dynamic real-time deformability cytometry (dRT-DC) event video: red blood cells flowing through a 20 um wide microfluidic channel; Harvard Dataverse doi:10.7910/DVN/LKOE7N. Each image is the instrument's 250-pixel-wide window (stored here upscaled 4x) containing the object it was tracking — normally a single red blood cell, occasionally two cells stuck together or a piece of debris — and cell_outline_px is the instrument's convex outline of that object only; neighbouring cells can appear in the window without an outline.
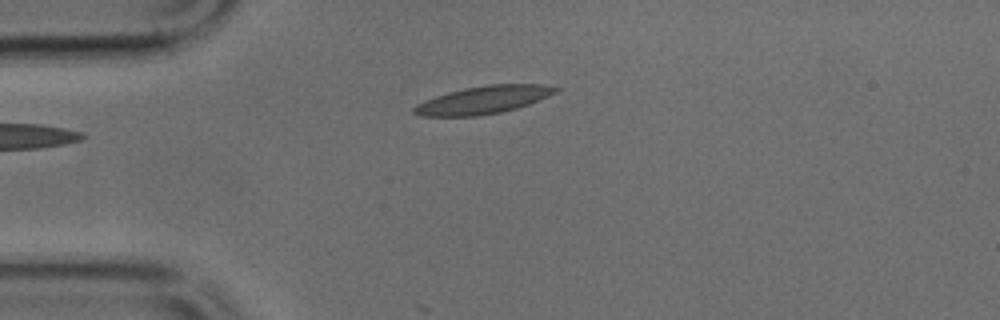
{"species": "common noctule bat (a hibernating species)", "species_latin": "Nyctalus noctula", "temperature_condition": "cold", "stored_images_in_passage": 31, "camera_frame_rate_fps": 3000, "um_per_image_px": 0.085, "animal": {"sex": "male", "body_mass_g": 17.9, "forearm_length_mm": 54.2}, "frame": {"image": 1, "passage_image": 1, "time_ms": 0.0, "image_size_px": [1000, 320], "cell_outline_px": [[560, 88], [556, 92], [548, 96], [528, 104], [516, 108], [500, 112], [476, 116], [420, 116], [412, 112], [412, 108], [416, 104], [436, 96], [448, 92], [464, 88], [488, 84], [544, 84]], "centroid_in_image_um": [41.06, 8.49], "position_along_channel_um": 43.9, "area_um2": 22.77}}
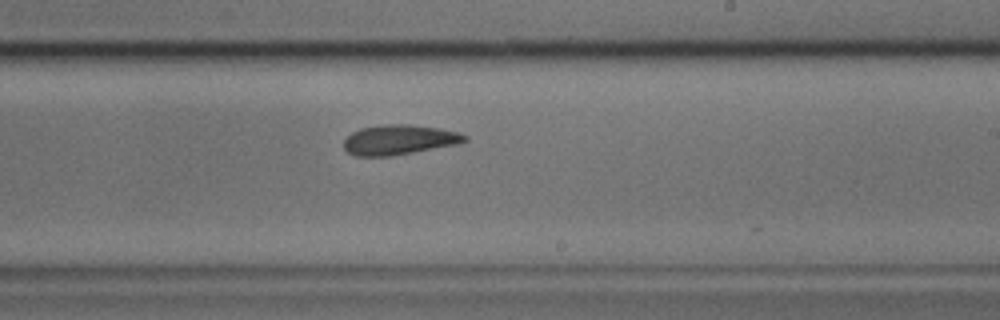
{"frame": {"image": 2, "passage_image": 18, "time_ms": 5.667, "image_size_px": [1000, 320], "cell_outline_px": [[468, 140], [460, 144], [388, 156], [356, 156], [348, 152], [344, 148], [344, 140], [352, 132], [360, 128], [384, 124], [408, 124], [440, 128], [460, 132], [468, 136]], "centroid_in_image_um": [33.96, 11.87], "position_along_channel_um": 255.0, "area_um2": 21.15}}
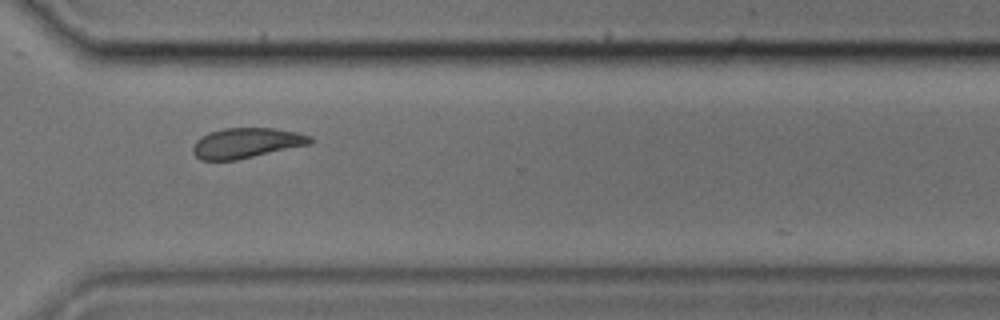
{"frame": {"image": 3, "passage_image": 25, "time_ms": 8.0, "image_size_px": [1000, 320], "cell_outline_px": [[316, 140], [312, 144], [236, 160], [200, 160], [192, 152], [192, 148], [196, 140], [200, 136], [208, 132], [224, 128], [272, 128], [296, 132], [312, 136]], "centroid_in_image_um": [20.96, 12.15], "position_along_channel_um": 349.6, "area_um2": 20.87}}